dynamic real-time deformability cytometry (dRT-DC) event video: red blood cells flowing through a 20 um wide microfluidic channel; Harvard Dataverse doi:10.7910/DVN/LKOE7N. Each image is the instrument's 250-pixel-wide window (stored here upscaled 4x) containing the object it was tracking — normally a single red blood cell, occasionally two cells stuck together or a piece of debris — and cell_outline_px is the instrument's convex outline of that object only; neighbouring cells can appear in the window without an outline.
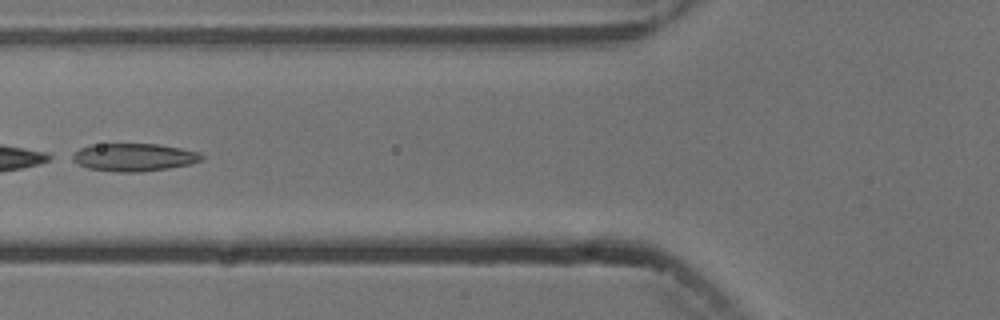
{"species": "common noctule bat (a hibernating species)", "species_latin": "Nyctalus noctula", "temperature_condition": "cold", "stored_images_in_passage": 8, "camera_frame_rate_fps": 3000, "um_per_image_px": 0.085, "animal": {"sex": "male", "body_mass_g": 13.3}, "frame": {"image": 1, "passage_image": 5, "time_ms": 5.667, "image_size_px": [1000, 320], "cell_outline_px": [[204, 160], [188, 164], [168, 168], [140, 172], [120, 172], [88, 168], [76, 164], [68, 156], [80, 148], [88, 144], [160, 144], [200, 152], [204, 156]], "centroid_in_image_um": [11.34, 13.36], "position_along_channel_um": 114.5, "area_um2": 21.15}}
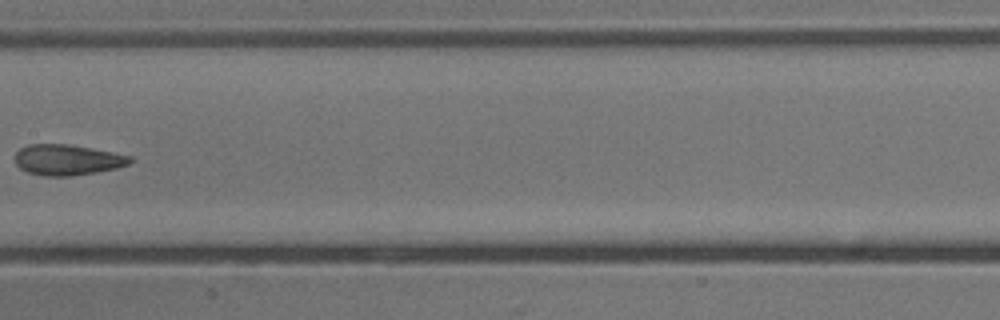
{"frame": {"image": 2, "passage_image": 7, "time_ms": 8.0, "image_size_px": [1000, 320], "cell_outline_px": [[132, 160], [128, 164], [116, 168], [96, 172], [68, 176], [44, 176], [28, 172], [20, 168], [16, 164], [16, 152], [20, 148], [28, 144], [68, 144], [112, 152], [132, 156]], "centroid_in_image_um": [5.71, 13.58], "position_along_channel_um": 201.7, "area_um2": 20.4}}
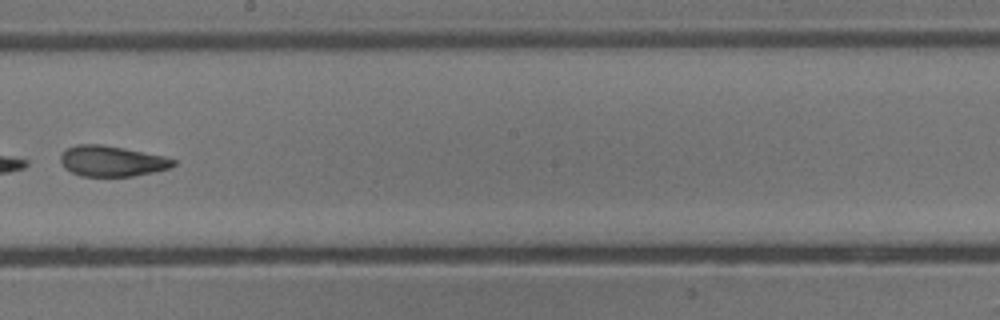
{"frame": {"image": 3, "passage_image": 8, "time_ms": 9.0, "image_size_px": [1000, 320], "cell_outline_px": [[176, 164], [168, 168], [152, 172], [132, 176], [80, 176], [64, 168], [60, 160], [60, 152], [76, 144], [100, 144], [124, 148], [164, 156], [176, 160]], "centroid_in_image_um": [9.47, 13.68], "position_along_channel_um": 238.7, "area_um2": 20.11}}